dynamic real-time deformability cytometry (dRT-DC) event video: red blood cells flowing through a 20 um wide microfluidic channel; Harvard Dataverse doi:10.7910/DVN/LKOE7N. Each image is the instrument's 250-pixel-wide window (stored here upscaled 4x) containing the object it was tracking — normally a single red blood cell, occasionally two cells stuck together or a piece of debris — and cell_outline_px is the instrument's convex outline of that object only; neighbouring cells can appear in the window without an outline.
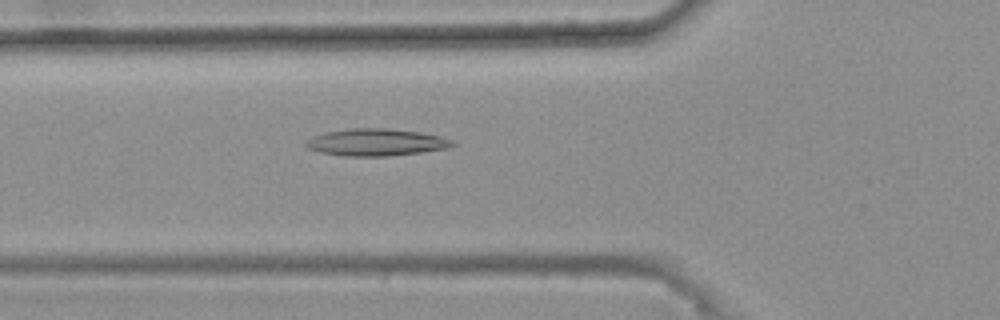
{"species": "common noctule bat (a hibernating species)", "species_latin": "Nyctalus noctula", "temperature_condition": "warm", "stored_images_in_passage": 29, "camera_frame_rate_fps": 3000, "um_per_image_px": 0.085, "animal": {"sex": "female", "body_mass_g": 25.1}, "frame": {"image": 1, "passage_image": 3, "time_ms": 0.667, "image_size_px": [1000, 320], "cell_outline_px": [[456, 144], [448, 148], [420, 152], [388, 156], [344, 156], [320, 152], [308, 148], [304, 144], [312, 136], [324, 132], [348, 128], [388, 128], [420, 132], [440, 136], [452, 140]], "centroid_in_image_um": [31.95, 12.09], "position_along_channel_um": 93.8, "area_um2": 23.18}}
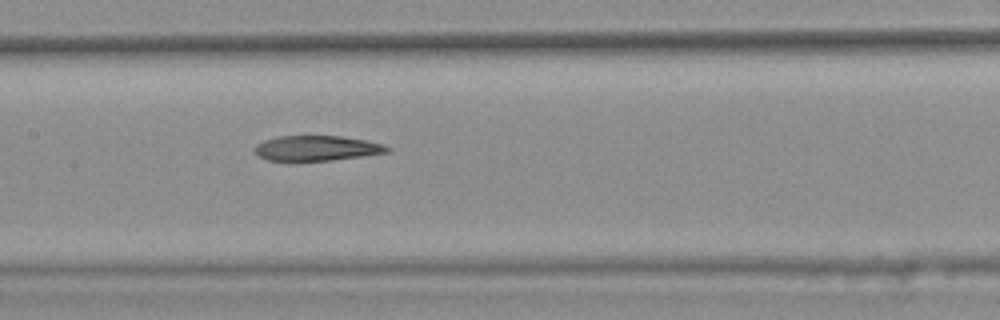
{"frame": {"image": 2, "passage_image": 10, "time_ms": 3.0, "image_size_px": [1000, 320], "cell_outline_px": [[392, 148], [388, 152], [332, 160], [292, 164], [268, 160], [260, 156], [252, 148], [256, 144], [264, 140], [276, 136], [340, 136], [364, 140], [384, 144]], "centroid_in_image_um": [26.83, 12.63], "position_along_channel_um": 180.6, "area_um2": 20.11}}
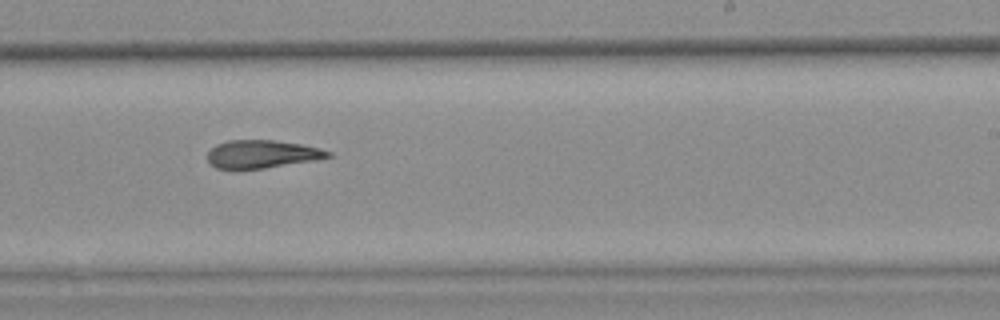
{"frame": {"image": 3, "passage_image": 17, "time_ms": 5.333, "image_size_px": [1000, 320], "cell_outline_px": [[332, 156], [316, 160], [264, 168], [236, 172], [232, 172], [216, 168], [208, 160], [208, 152], [216, 144], [228, 140], [276, 140], [300, 144], [320, 148], [332, 152]], "centroid_in_image_um": [22.22, 13.13], "position_along_channel_um": 266.8, "area_um2": 20.23}, "authors_computed_cell_mechanics": {"area_um2": 20.4612, "velocity_mm_per_s": 3.7054, "shape_relaxation_time_tau1_ms": null, "shape_relaxation_time_tau2_ms": 3.5391, "deformation_change_tau1": null, "deformation_change_tau2": 0.1324}}